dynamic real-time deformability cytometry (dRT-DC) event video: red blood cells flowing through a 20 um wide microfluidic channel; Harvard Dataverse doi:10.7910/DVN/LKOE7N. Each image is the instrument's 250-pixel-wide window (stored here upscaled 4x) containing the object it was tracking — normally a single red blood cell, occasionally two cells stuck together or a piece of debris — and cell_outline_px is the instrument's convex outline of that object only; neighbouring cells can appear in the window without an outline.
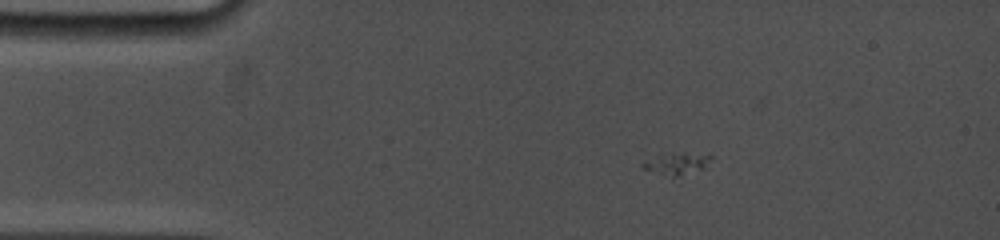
{"species": "common noctule bat (a hibernating species)", "species_latin": "Nyctalus noctula", "temperature_condition": "cold", "stored_images_in_passage": 10, "camera_frame_rate_fps": 5000, "um_per_image_px": 0.085, "animal": {"sex": "female", "body_mass_g": 19.0, "forearm_length_mm": 53.3}, "frame": {"image": 1, "passage_image": 4, "time_ms": 2.6, "image_size_px": [1000, 240], "cell_outline_px": [[712, 156], [708, 168], [672, 180], [644, 168], [640, 164], [644, 148], [684, 152]], "centroid_in_image_um": [57.26, 13.83], "position_along_channel_um": 27.7, "area_um2": 10.92}}
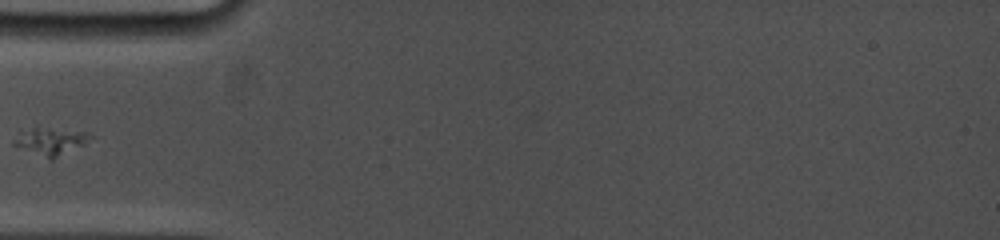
{"frame": {"image": 2, "passage_image": 7, "time_ms": 5.4, "image_size_px": [1000, 240], "cell_outline_px": [[92, 136], [84, 144], [52, 160], [48, 160], [12, 144], [12, 140], [20, 132], [32, 128], [36, 128], [88, 132]], "centroid_in_image_um": [4.26, 12.04], "position_along_channel_um": 80.7, "area_um2": 11.85}}
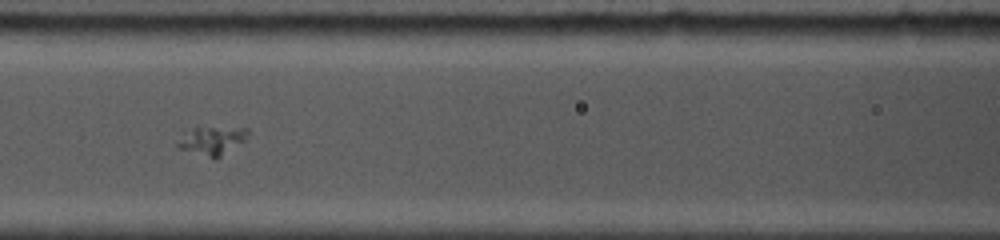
{"frame": {"image": 3, "passage_image": 9, "time_ms": 7.2, "image_size_px": [1000, 240], "cell_outline_px": [[248, 132], [244, 140], [216, 160], [176, 148], [176, 144], [180, 128], [248, 128]], "centroid_in_image_um": [17.86, 11.96], "position_along_channel_um": 148.7, "area_um2": 11.96}}